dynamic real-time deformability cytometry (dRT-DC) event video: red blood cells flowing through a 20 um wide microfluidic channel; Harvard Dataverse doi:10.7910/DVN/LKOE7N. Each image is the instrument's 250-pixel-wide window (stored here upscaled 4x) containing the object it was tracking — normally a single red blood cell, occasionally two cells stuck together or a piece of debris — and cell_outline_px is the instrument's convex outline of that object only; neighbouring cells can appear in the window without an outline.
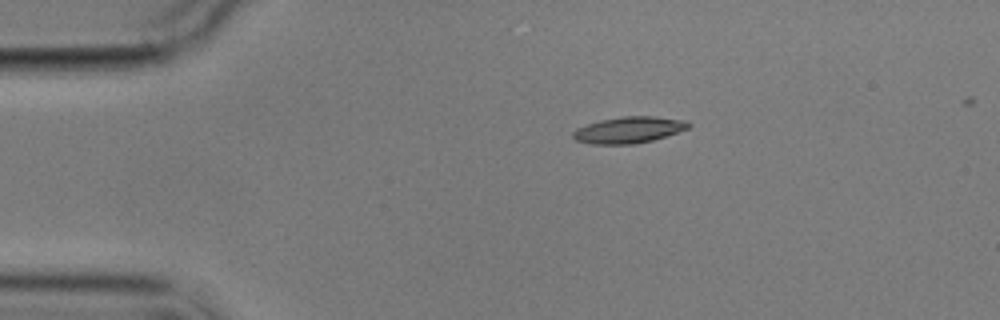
{"species": "common noctule bat (a hibernating species)", "species_latin": "Nyctalus noctula", "temperature_condition": "cold", "stored_images_in_passage": 5, "camera_frame_rate_fps": 3000, "um_per_image_px": 0.085, "animal": {"sex": "male", "body_mass_g": 17.9}, "frame": {"image": 1, "passage_image": 1, "time_ms": 0.0, "image_size_px": [1000, 320], "cell_outline_px": [[692, 124], [688, 128], [652, 140], [636, 144], [592, 144], [576, 140], [572, 136], [572, 132], [576, 128], [600, 120], [624, 116], [656, 116], [688, 120]], "centroid_in_image_um": [53.45, 11.03], "position_along_channel_um": 31.5, "area_um2": 17.74}}
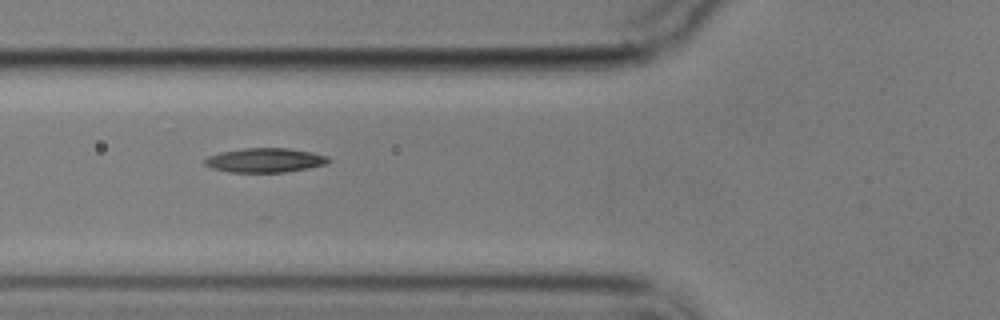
{"frame": {"image": 2, "passage_image": 4, "time_ms": 3.333, "image_size_px": [1000, 320], "cell_outline_px": [[332, 160], [328, 164], [308, 168], [284, 172], [228, 172], [212, 168], [204, 164], [204, 160], [208, 156], [220, 152], [244, 148], [288, 148], [312, 152], [328, 156]], "centroid_in_image_um": [22.55, 13.62], "position_along_channel_um": 103.2, "area_um2": 17.63}}
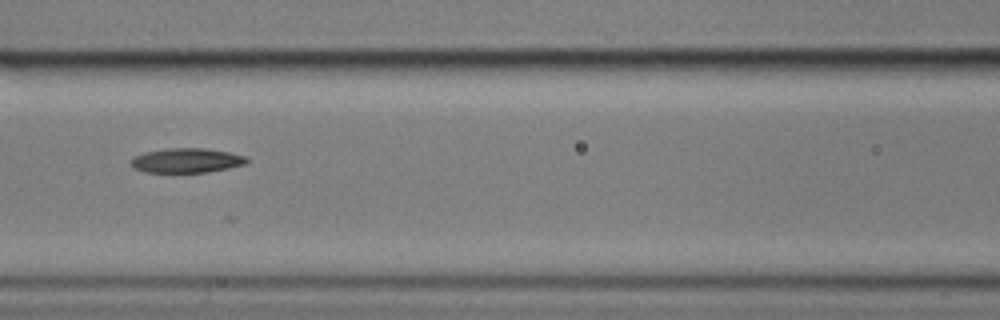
{"frame": {"image": 3, "passage_image": 5, "time_ms": 4.667, "image_size_px": [1000, 320], "cell_outline_px": [[248, 164], [208, 172], [148, 172], [132, 168], [132, 156], [144, 152], [168, 148], [204, 148], [228, 152], [244, 156], [248, 160]], "centroid_in_image_um": [15.85, 13.64], "position_along_channel_um": 150.7, "area_um2": 16.53}}